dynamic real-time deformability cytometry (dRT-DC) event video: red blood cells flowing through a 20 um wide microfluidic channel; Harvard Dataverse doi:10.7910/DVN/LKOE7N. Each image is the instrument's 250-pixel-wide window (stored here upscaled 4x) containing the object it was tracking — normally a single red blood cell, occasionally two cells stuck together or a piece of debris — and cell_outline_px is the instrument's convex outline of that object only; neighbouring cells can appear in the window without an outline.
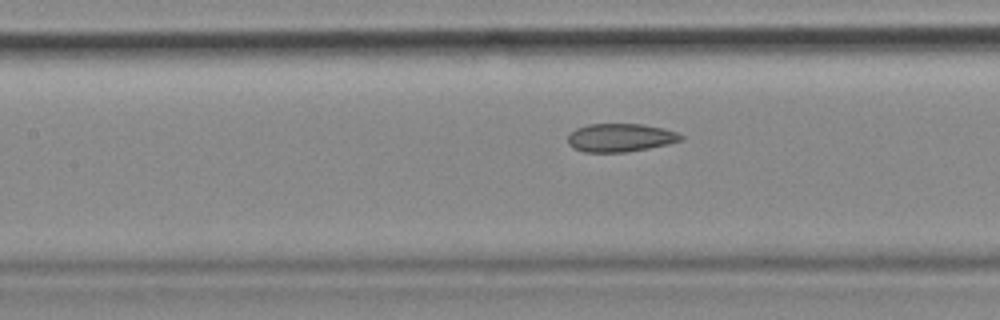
{"species": "common noctule bat (a hibernating species)", "species_latin": "Nyctalus noctula", "temperature_condition": "cold", "stored_images_in_passage": 54, "camera_frame_rate_fps": 3000, "um_per_image_px": 0.085, "animal": {"sex": "female", "body_mass_g": 18.4}, "frame": {"image": 1, "passage_image": 24, "time_ms": 7.667, "image_size_px": [1000, 320], "cell_outline_px": [[684, 136], [680, 140], [668, 144], [628, 152], [584, 152], [572, 148], [568, 144], [568, 132], [576, 128], [588, 124], [644, 124], [664, 128], [676, 132]], "centroid_in_image_um": [52.68, 11.7], "position_along_channel_um": 154.7, "area_um2": 18.79}, "authors_computed_cell_mechanics": {"area_um2": 20.2589, "velocity_mm_per_s": 3.668, "shape_relaxation_time_tau1_ms": null, "shape_relaxation_time_tau2_ms": 2.3848, "deformation_change_tau1": null, "deformation_change_tau2": 0.0705}}